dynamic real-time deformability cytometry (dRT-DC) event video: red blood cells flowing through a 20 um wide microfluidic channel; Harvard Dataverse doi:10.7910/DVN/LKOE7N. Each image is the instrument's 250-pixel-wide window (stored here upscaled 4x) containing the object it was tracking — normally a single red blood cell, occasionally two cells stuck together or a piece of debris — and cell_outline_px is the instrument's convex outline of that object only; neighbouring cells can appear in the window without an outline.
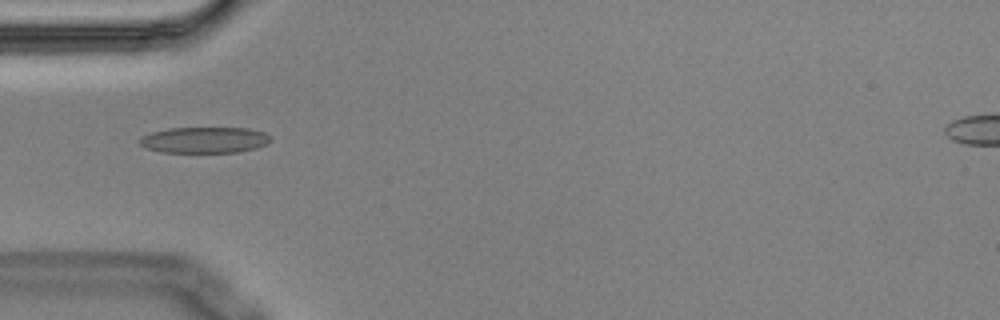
{"species": "Egyptian fruit bat (a non-hibernating species)", "species_latin": "Rousettus aegyptiacus", "temperature_condition": "cold", "stored_images_in_passage": 11, "camera_frame_rate_fps": 3000, "um_per_image_px": 0.085, "animal": {"sex": "male"}, "frame": {"image": 1, "passage_image": 5, "time_ms": 1.333, "image_size_px": [1000, 320], "cell_outline_px": [[272, 140], [268, 144], [256, 148], [236, 152], [160, 152], [148, 148], [140, 144], [136, 140], [140, 136], [152, 132], [168, 128], [248, 128], [264, 132], [272, 136]], "centroid_in_image_um": [17.39, 11.89], "position_along_channel_um": 67.6, "area_um2": 20.06}}
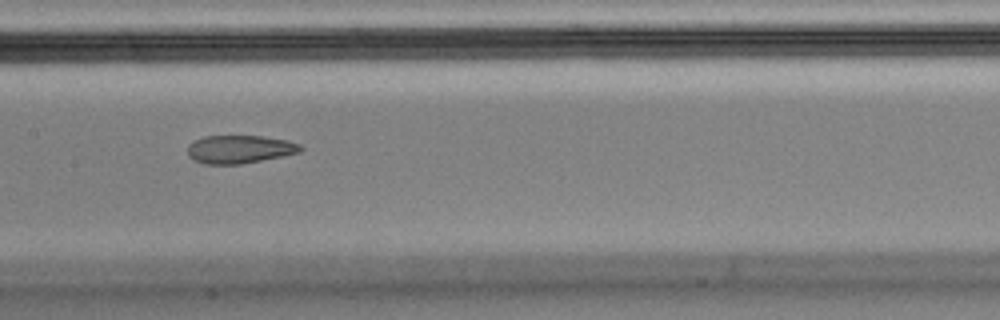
{"frame": {"image": 2, "passage_image": 8, "time_ms": 2.333, "image_size_px": [1000, 320], "cell_outline_px": [[304, 148], [300, 152], [240, 164], [204, 164], [192, 160], [188, 156], [188, 144], [204, 136], [264, 136], [288, 140], [300, 144]], "centroid_in_image_um": [20.35, 12.68], "position_along_channel_um": 187.0, "area_um2": 18.5}}